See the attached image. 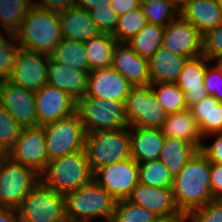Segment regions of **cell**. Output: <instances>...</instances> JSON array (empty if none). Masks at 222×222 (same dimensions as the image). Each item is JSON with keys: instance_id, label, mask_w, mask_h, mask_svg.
<instances>
[{"instance_id": "obj_52", "label": "cell", "mask_w": 222, "mask_h": 222, "mask_svg": "<svg viewBox=\"0 0 222 222\" xmlns=\"http://www.w3.org/2000/svg\"><path fill=\"white\" fill-rule=\"evenodd\" d=\"M104 222H122L121 220H119L118 217H116L114 214L113 215H110L108 216Z\"/></svg>"}, {"instance_id": "obj_54", "label": "cell", "mask_w": 222, "mask_h": 222, "mask_svg": "<svg viewBox=\"0 0 222 222\" xmlns=\"http://www.w3.org/2000/svg\"><path fill=\"white\" fill-rule=\"evenodd\" d=\"M160 222H185V220H167V221H160Z\"/></svg>"}, {"instance_id": "obj_35", "label": "cell", "mask_w": 222, "mask_h": 222, "mask_svg": "<svg viewBox=\"0 0 222 222\" xmlns=\"http://www.w3.org/2000/svg\"><path fill=\"white\" fill-rule=\"evenodd\" d=\"M139 182L151 187H171L173 177L159 159L138 164Z\"/></svg>"}, {"instance_id": "obj_19", "label": "cell", "mask_w": 222, "mask_h": 222, "mask_svg": "<svg viewBox=\"0 0 222 222\" xmlns=\"http://www.w3.org/2000/svg\"><path fill=\"white\" fill-rule=\"evenodd\" d=\"M112 67L134 87L150 84L149 59L140 57L126 42L116 43Z\"/></svg>"}, {"instance_id": "obj_39", "label": "cell", "mask_w": 222, "mask_h": 222, "mask_svg": "<svg viewBox=\"0 0 222 222\" xmlns=\"http://www.w3.org/2000/svg\"><path fill=\"white\" fill-rule=\"evenodd\" d=\"M91 19L96 24L100 33L113 35L117 26L118 15L111 8L110 0L88 10Z\"/></svg>"}, {"instance_id": "obj_50", "label": "cell", "mask_w": 222, "mask_h": 222, "mask_svg": "<svg viewBox=\"0 0 222 222\" xmlns=\"http://www.w3.org/2000/svg\"><path fill=\"white\" fill-rule=\"evenodd\" d=\"M101 3H107V0H77V6L85 10H90Z\"/></svg>"}, {"instance_id": "obj_46", "label": "cell", "mask_w": 222, "mask_h": 222, "mask_svg": "<svg viewBox=\"0 0 222 222\" xmlns=\"http://www.w3.org/2000/svg\"><path fill=\"white\" fill-rule=\"evenodd\" d=\"M32 3L35 6L55 12H61L77 6V0H40L39 2L32 0Z\"/></svg>"}, {"instance_id": "obj_13", "label": "cell", "mask_w": 222, "mask_h": 222, "mask_svg": "<svg viewBox=\"0 0 222 222\" xmlns=\"http://www.w3.org/2000/svg\"><path fill=\"white\" fill-rule=\"evenodd\" d=\"M127 201L147 208L161 221L185 220L176 206L171 187H151L139 182Z\"/></svg>"}, {"instance_id": "obj_29", "label": "cell", "mask_w": 222, "mask_h": 222, "mask_svg": "<svg viewBox=\"0 0 222 222\" xmlns=\"http://www.w3.org/2000/svg\"><path fill=\"white\" fill-rule=\"evenodd\" d=\"M117 40L110 34L99 33L84 43L89 72L112 66Z\"/></svg>"}, {"instance_id": "obj_4", "label": "cell", "mask_w": 222, "mask_h": 222, "mask_svg": "<svg viewBox=\"0 0 222 222\" xmlns=\"http://www.w3.org/2000/svg\"><path fill=\"white\" fill-rule=\"evenodd\" d=\"M116 200L94 180L65 195L66 219L72 222L104 220L114 214Z\"/></svg>"}, {"instance_id": "obj_23", "label": "cell", "mask_w": 222, "mask_h": 222, "mask_svg": "<svg viewBox=\"0 0 222 222\" xmlns=\"http://www.w3.org/2000/svg\"><path fill=\"white\" fill-rule=\"evenodd\" d=\"M129 130L130 154L137 164L159 158L165 139L161 129L129 126Z\"/></svg>"}, {"instance_id": "obj_7", "label": "cell", "mask_w": 222, "mask_h": 222, "mask_svg": "<svg viewBox=\"0 0 222 222\" xmlns=\"http://www.w3.org/2000/svg\"><path fill=\"white\" fill-rule=\"evenodd\" d=\"M18 212L20 222H62L66 220L65 196L39 180L23 199Z\"/></svg>"}, {"instance_id": "obj_33", "label": "cell", "mask_w": 222, "mask_h": 222, "mask_svg": "<svg viewBox=\"0 0 222 222\" xmlns=\"http://www.w3.org/2000/svg\"><path fill=\"white\" fill-rule=\"evenodd\" d=\"M140 7L149 24L162 27L180 15V10L167 0H141Z\"/></svg>"}, {"instance_id": "obj_10", "label": "cell", "mask_w": 222, "mask_h": 222, "mask_svg": "<svg viewBox=\"0 0 222 222\" xmlns=\"http://www.w3.org/2000/svg\"><path fill=\"white\" fill-rule=\"evenodd\" d=\"M124 104L128 126L161 129L168 115L150 85L133 87Z\"/></svg>"}, {"instance_id": "obj_41", "label": "cell", "mask_w": 222, "mask_h": 222, "mask_svg": "<svg viewBox=\"0 0 222 222\" xmlns=\"http://www.w3.org/2000/svg\"><path fill=\"white\" fill-rule=\"evenodd\" d=\"M202 37V54L211 62L222 59V23Z\"/></svg>"}, {"instance_id": "obj_21", "label": "cell", "mask_w": 222, "mask_h": 222, "mask_svg": "<svg viewBox=\"0 0 222 222\" xmlns=\"http://www.w3.org/2000/svg\"><path fill=\"white\" fill-rule=\"evenodd\" d=\"M47 83L63 90L77 101L86 95L88 73L69 68L49 57Z\"/></svg>"}, {"instance_id": "obj_48", "label": "cell", "mask_w": 222, "mask_h": 222, "mask_svg": "<svg viewBox=\"0 0 222 222\" xmlns=\"http://www.w3.org/2000/svg\"><path fill=\"white\" fill-rule=\"evenodd\" d=\"M0 222H20L18 209L14 208L1 209Z\"/></svg>"}, {"instance_id": "obj_26", "label": "cell", "mask_w": 222, "mask_h": 222, "mask_svg": "<svg viewBox=\"0 0 222 222\" xmlns=\"http://www.w3.org/2000/svg\"><path fill=\"white\" fill-rule=\"evenodd\" d=\"M187 59L185 56L172 53L161 45L149 59L150 84L176 83Z\"/></svg>"}, {"instance_id": "obj_47", "label": "cell", "mask_w": 222, "mask_h": 222, "mask_svg": "<svg viewBox=\"0 0 222 222\" xmlns=\"http://www.w3.org/2000/svg\"><path fill=\"white\" fill-rule=\"evenodd\" d=\"M111 8L119 16L140 7L141 0H110Z\"/></svg>"}, {"instance_id": "obj_49", "label": "cell", "mask_w": 222, "mask_h": 222, "mask_svg": "<svg viewBox=\"0 0 222 222\" xmlns=\"http://www.w3.org/2000/svg\"><path fill=\"white\" fill-rule=\"evenodd\" d=\"M1 30L4 32L5 35H7L6 38L4 37V34L1 33ZM14 39L15 37L13 32L0 29V52H3V49L6 48Z\"/></svg>"}, {"instance_id": "obj_18", "label": "cell", "mask_w": 222, "mask_h": 222, "mask_svg": "<svg viewBox=\"0 0 222 222\" xmlns=\"http://www.w3.org/2000/svg\"><path fill=\"white\" fill-rule=\"evenodd\" d=\"M133 87L134 86L112 66L96 69L88 73L87 92L84 97L125 102V99Z\"/></svg>"}, {"instance_id": "obj_25", "label": "cell", "mask_w": 222, "mask_h": 222, "mask_svg": "<svg viewBox=\"0 0 222 222\" xmlns=\"http://www.w3.org/2000/svg\"><path fill=\"white\" fill-rule=\"evenodd\" d=\"M161 131L164 137L184 140L193 144L198 150L204 141L190 109L169 113L163 121Z\"/></svg>"}, {"instance_id": "obj_27", "label": "cell", "mask_w": 222, "mask_h": 222, "mask_svg": "<svg viewBox=\"0 0 222 222\" xmlns=\"http://www.w3.org/2000/svg\"><path fill=\"white\" fill-rule=\"evenodd\" d=\"M198 151L199 150L189 142L165 137L158 159L163 162L172 177H175Z\"/></svg>"}, {"instance_id": "obj_16", "label": "cell", "mask_w": 222, "mask_h": 222, "mask_svg": "<svg viewBox=\"0 0 222 222\" xmlns=\"http://www.w3.org/2000/svg\"><path fill=\"white\" fill-rule=\"evenodd\" d=\"M203 37L181 15L164 27L162 46L174 54L193 58L202 55Z\"/></svg>"}, {"instance_id": "obj_55", "label": "cell", "mask_w": 222, "mask_h": 222, "mask_svg": "<svg viewBox=\"0 0 222 222\" xmlns=\"http://www.w3.org/2000/svg\"><path fill=\"white\" fill-rule=\"evenodd\" d=\"M218 63L222 66V59H220V60L218 61Z\"/></svg>"}, {"instance_id": "obj_37", "label": "cell", "mask_w": 222, "mask_h": 222, "mask_svg": "<svg viewBox=\"0 0 222 222\" xmlns=\"http://www.w3.org/2000/svg\"><path fill=\"white\" fill-rule=\"evenodd\" d=\"M114 215L122 222H160L161 220L147 208L127 200L116 201Z\"/></svg>"}, {"instance_id": "obj_12", "label": "cell", "mask_w": 222, "mask_h": 222, "mask_svg": "<svg viewBox=\"0 0 222 222\" xmlns=\"http://www.w3.org/2000/svg\"><path fill=\"white\" fill-rule=\"evenodd\" d=\"M8 157L34 169L39 175L46 169L49 159L43 126L23 128Z\"/></svg>"}, {"instance_id": "obj_32", "label": "cell", "mask_w": 222, "mask_h": 222, "mask_svg": "<svg viewBox=\"0 0 222 222\" xmlns=\"http://www.w3.org/2000/svg\"><path fill=\"white\" fill-rule=\"evenodd\" d=\"M32 5V0H0V28L15 33Z\"/></svg>"}, {"instance_id": "obj_44", "label": "cell", "mask_w": 222, "mask_h": 222, "mask_svg": "<svg viewBox=\"0 0 222 222\" xmlns=\"http://www.w3.org/2000/svg\"><path fill=\"white\" fill-rule=\"evenodd\" d=\"M212 136H216V138H214V142L208 146L205 143H202L199 151L208 159L210 163L222 164V132L208 134L203 137V139H207V137Z\"/></svg>"}, {"instance_id": "obj_20", "label": "cell", "mask_w": 222, "mask_h": 222, "mask_svg": "<svg viewBox=\"0 0 222 222\" xmlns=\"http://www.w3.org/2000/svg\"><path fill=\"white\" fill-rule=\"evenodd\" d=\"M212 63L203 54L188 58L179 75L176 85L184 92L187 109H190L208 96L204 88L207 65Z\"/></svg>"}, {"instance_id": "obj_38", "label": "cell", "mask_w": 222, "mask_h": 222, "mask_svg": "<svg viewBox=\"0 0 222 222\" xmlns=\"http://www.w3.org/2000/svg\"><path fill=\"white\" fill-rule=\"evenodd\" d=\"M22 128L14 117L0 105V145L8 153L18 140Z\"/></svg>"}, {"instance_id": "obj_40", "label": "cell", "mask_w": 222, "mask_h": 222, "mask_svg": "<svg viewBox=\"0 0 222 222\" xmlns=\"http://www.w3.org/2000/svg\"><path fill=\"white\" fill-rule=\"evenodd\" d=\"M222 222V199H213L204 206L190 211L185 222Z\"/></svg>"}, {"instance_id": "obj_14", "label": "cell", "mask_w": 222, "mask_h": 222, "mask_svg": "<svg viewBox=\"0 0 222 222\" xmlns=\"http://www.w3.org/2000/svg\"><path fill=\"white\" fill-rule=\"evenodd\" d=\"M0 105L23 128L39 126L34 91L24 89L9 80L0 81Z\"/></svg>"}, {"instance_id": "obj_3", "label": "cell", "mask_w": 222, "mask_h": 222, "mask_svg": "<svg viewBox=\"0 0 222 222\" xmlns=\"http://www.w3.org/2000/svg\"><path fill=\"white\" fill-rule=\"evenodd\" d=\"M40 180L49 188L66 195L93 181V171L86 150L52 159L40 174Z\"/></svg>"}, {"instance_id": "obj_24", "label": "cell", "mask_w": 222, "mask_h": 222, "mask_svg": "<svg viewBox=\"0 0 222 222\" xmlns=\"http://www.w3.org/2000/svg\"><path fill=\"white\" fill-rule=\"evenodd\" d=\"M180 15L203 36L222 23V6L219 0H189Z\"/></svg>"}, {"instance_id": "obj_30", "label": "cell", "mask_w": 222, "mask_h": 222, "mask_svg": "<svg viewBox=\"0 0 222 222\" xmlns=\"http://www.w3.org/2000/svg\"><path fill=\"white\" fill-rule=\"evenodd\" d=\"M49 57L69 68L89 73V65L84 42L62 38Z\"/></svg>"}, {"instance_id": "obj_22", "label": "cell", "mask_w": 222, "mask_h": 222, "mask_svg": "<svg viewBox=\"0 0 222 222\" xmlns=\"http://www.w3.org/2000/svg\"><path fill=\"white\" fill-rule=\"evenodd\" d=\"M62 38L86 42L100 32L88 10L78 6L58 12Z\"/></svg>"}, {"instance_id": "obj_42", "label": "cell", "mask_w": 222, "mask_h": 222, "mask_svg": "<svg viewBox=\"0 0 222 222\" xmlns=\"http://www.w3.org/2000/svg\"><path fill=\"white\" fill-rule=\"evenodd\" d=\"M204 88L208 95L222 102V66L218 62H215L213 66L210 64L207 66Z\"/></svg>"}, {"instance_id": "obj_36", "label": "cell", "mask_w": 222, "mask_h": 222, "mask_svg": "<svg viewBox=\"0 0 222 222\" xmlns=\"http://www.w3.org/2000/svg\"><path fill=\"white\" fill-rule=\"evenodd\" d=\"M147 18L141 7L118 17L117 26L112 35L117 42H127L138 34L147 24Z\"/></svg>"}, {"instance_id": "obj_43", "label": "cell", "mask_w": 222, "mask_h": 222, "mask_svg": "<svg viewBox=\"0 0 222 222\" xmlns=\"http://www.w3.org/2000/svg\"><path fill=\"white\" fill-rule=\"evenodd\" d=\"M15 43V44H14ZM20 46L14 39L0 52V81L8 80L13 72Z\"/></svg>"}, {"instance_id": "obj_31", "label": "cell", "mask_w": 222, "mask_h": 222, "mask_svg": "<svg viewBox=\"0 0 222 222\" xmlns=\"http://www.w3.org/2000/svg\"><path fill=\"white\" fill-rule=\"evenodd\" d=\"M164 27L147 23L145 27L128 43L140 56L150 59L152 55L161 47Z\"/></svg>"}, {"instance_id": "obj_15", "label": "cell", "mask_w": 222, "mask_h": 222, "mask_svg": "<svg viewBox=\"0 0 222 222\" xmlns=\"http://www.w3.org/2000/svg\"><path fill=\"white\" fill-rule=\"evenodd\" d=\"M48 63V55L20 47L13 72L8 80L35 92L47 84Z\"/></svg>"}, {"instance_id": "obj_34", "label": "cell", "mask_w": 222, "mask_h": 222, "mask_svg": "<svg viewBox=\"0 0 222 222\" xmlns=\"http://www.w3.org/2000/svg\"><path fill=\"white\" fill-rule=\"evenodd\" d=\"M149 85L167 114L187 109L184 92L175 83L159 82Z\"/></svg>"}, {"instance_id": "obj_53", "label": "cell", "mask_w": 222, "mask_h": 222, "mask_svg": "<svg viewBox=\"0 0 222 222\" xmlns=\"http://www.w3.org/2000/svg\"><path fill=\"white\" fill-rule=\"evenodd\" d=\"M8 157V153L0 145V162L5 160Z\"/></svg>"}, {"instance_id": "obj_56", "label": "cell", "mask_w": 222, "mask_h": 222, "mask_svg": "<svg viewBox=\"0 0 222 222\" xmlns=\"http://www.w3.org/2000/svg\"><path fill=\"white\" fill-rule=\"evenodd\" d=\"M62 222H72V221L66 219V220H64V221H62Z\"/></svg>"}, {"instance_id": "obj_2", "label": "cell", "mask_w": 222, "mask_h": 222, "mask_svg": "<svg viewBox=\"0 0 222 222\" xmlns=\"http://www.w3.org/2000/svg\"><path fill=\"white\" fill-rule=\"evenodd\" d=\"M14 37L21 48L49 56L62 39L58 12L32 5Z\"/></svg>"}, {"instance_id": "obj_5", "label": "cell", "mask_w": 222, "mask_h": 222, "mask_svg": "<svg viewBox=\"0 0 222 222\" xmlns=\"http://www.w3.org/2000/svg\"><path fill=\"white\" fill-rule=\"evenodd\" d=\"M85 150L93 173L103 166L131 158L129 126L87 133Z\"/></svg>"}, {"instance_id": "obj_28", "label": "cell", "mask_w": 222, "mask_h": 222, "mask_svg": "<svg viewBox=\"0 0 222 222\" xmlns=\"http://www.w3.org/2000/svg\"><path fill=\"white\" fill-rule=\"evenodd\" d=\"M190 110L203 137L222 132V102L208 95Z\"/></svg>"}, {"instance_id": "obj_51", "label": "cell", "mask_w": 222, "mask_h": 222, "mask_svg": "<svg viewBox=\"0 0 222 222\" xmlns=\"http://www.w3.org/2000/svg\"><path fill=\"white\" fill-rule=\"evenodd\" d=\"M169 3H172L175 7L181 10L189 0H167Z\"/></svg>"}, {"instance_id": "obj_6", "label": "cell", "mask_w": 222, "mask_h": 222, "mask_svg": "<svg viewBox=\"0 0 222 222\" xmlns=\"http://www.w3.org/2000/svg\"><path fill=\"white\" fill-rule=\"evenodd\" d=\"M76 113L86 133L118 130L128 126L124 102L83 97L76 101Z\"/></svg>"}, {"instance_id": "obj_8", "label": "cell", "mask_w": 222, "mask_h": 222, "mask_svg": "<svg viewBox=\"0 0 222 222\" xmlns=\"http://www.w3.org/2000/svg\"><path fill=\"white\" fill-rule=\"evenodd\" d=\"M49 161L85 149L86 131L78 114L43 125Z\"/></svg>"}, {"instance_id": "obj_9", "label": "cell", "mask_w": 222, "mask_h": 222, "mask_svg": "<svg viewBox=\"0 0 222 222\" xmlns=\"http://www.w3.org/2000/svg\"><path fill=\"white\" fill-rule=\"evenodd\" d=\"M40 175L32 168L12 161L0 162V203L3 208L18 209Z\"/></svg>"}, {"instance_id": "obj_11", "label": "cell", "mask_w": 222, "mask_h": 222, "mask_svg": "<svg viewBox=\"0 0 222 222\" xmlns=\"http://www.w3.org/2000/svg\"><path fill=\"white\" fill-rule=\"evenodd\" d=\"M93 180L116 201L127 200L139 183L138 164L128 158L97 169Z\"/></svg>"}, {"instance_id": "obj_17", "label": "cell", "mask_w": 222, "mask_h": 222, "mask_svg": "<svg viewBox=\"0 0 222 222\" xmlns=\"http://www.w3.org/2000/svg\"><path fill=\"white\" fill-rule=\"evenodd\" d=\"M38 124H45L66 118L76 112V100L57 87L46 84L34 92Z\"/></svg>"}, {"instance_id": "obj_1", "label": "cell", "mask_w": 222, "mask_h": 222, "mask_svg": "<svg viewBox=\"0 0 222 222\" xmlns=\"http://www.w3.org/2000/svg\"><path fill=\"white\" fill-rule=\"evenodd\" d=\"M210 162L198 151L173 177L172 190L177 208L186 216L213 200L210 191Z\"/></svg>"}, {"instance_id": "obj_45", "label": "cell", "mask_w": 222, "mask_h": 222, "mask_svg": "<svg viewBox=\"0 0 222 222\" xmlns=\"http://www.w3.org/2000/svg\"><path fill=\"white\" fill-rule=\"evenodd\" d=\"M210 191L213 199H222V164L210 163Z\"/></svg>"}]
</instances>
